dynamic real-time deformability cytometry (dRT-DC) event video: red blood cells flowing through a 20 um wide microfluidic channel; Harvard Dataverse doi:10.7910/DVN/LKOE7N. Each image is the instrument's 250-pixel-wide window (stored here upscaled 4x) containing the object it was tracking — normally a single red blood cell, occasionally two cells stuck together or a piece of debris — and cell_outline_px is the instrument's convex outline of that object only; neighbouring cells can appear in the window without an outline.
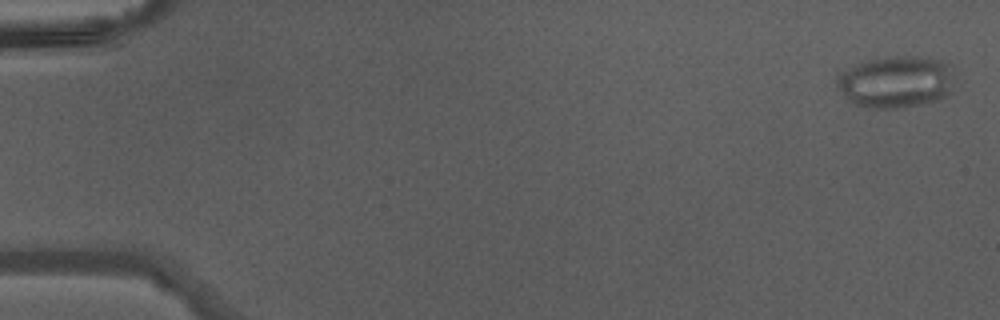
{"species": "Egyptian fruit bat (a non-hibernating species)", "species_latin": "Rousettus aegyptiacus", "temperature_condition": "warm", "stored_images_in_passage": 47, "segment_of_instrument_passage": [1, 2], "camera_frame_rate_fps": 3000, "um_per_image_px": 0.085, "animal": {"sex": "male"}, "frame": {"image": 1, "passage_image": 2, "time_ms": 0.333, "image_size_px": [1000, 320], "cell_outline_px": [[952, 92], [936, 100], [920, 104], [896, 108], [868, 108], [856, 104], [848, 100], [844, 96], [840, 88], [840, 80], [856, 64], [868, 60], [892, 56], [916, 56], [940, 60], [952, 64]], "centroid_in_image_um": [76.26, 6.96], "position_along_channel_um": 8.7, "area_um2": 34.8}}